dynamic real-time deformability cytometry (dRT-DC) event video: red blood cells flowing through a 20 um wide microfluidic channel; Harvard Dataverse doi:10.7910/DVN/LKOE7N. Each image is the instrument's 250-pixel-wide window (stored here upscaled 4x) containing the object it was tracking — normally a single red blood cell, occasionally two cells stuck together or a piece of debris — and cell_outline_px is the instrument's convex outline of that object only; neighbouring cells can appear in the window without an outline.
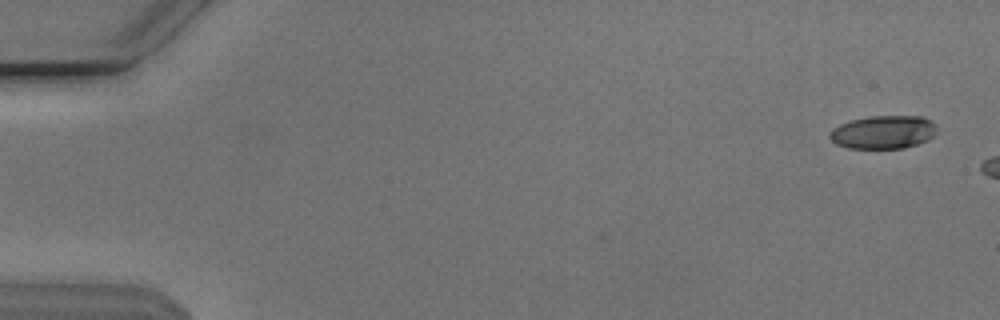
{"species": "Egyptian fruit bat (a non-hibernating species)", "species_latin": "Rousettus aegyptiacus", "temperature_condition": "cold", "stored_images_in_passage": 6, "camera_frame_rate_fps": 3000, "um_per_image_px": 0.085, "animal": {"sex": "male"}, "frame": {"image": 1, "passage_image": 1, "time_ms": 0.0, "image_size_px": [1000, 320], "cell_outline_px": [[936, 132], [928, 140], [916, 144], [900, 148], [848, 148], [836, 144], [828, 136], [828, 132], [832, 128], [840, 124], [852, 120], [872, 116], [924, 116], [936, 128]], "centroid_in_image_um": [75.03, 11.23], "position_along_channel_um": 10.0, "area_um2": 20.58}}